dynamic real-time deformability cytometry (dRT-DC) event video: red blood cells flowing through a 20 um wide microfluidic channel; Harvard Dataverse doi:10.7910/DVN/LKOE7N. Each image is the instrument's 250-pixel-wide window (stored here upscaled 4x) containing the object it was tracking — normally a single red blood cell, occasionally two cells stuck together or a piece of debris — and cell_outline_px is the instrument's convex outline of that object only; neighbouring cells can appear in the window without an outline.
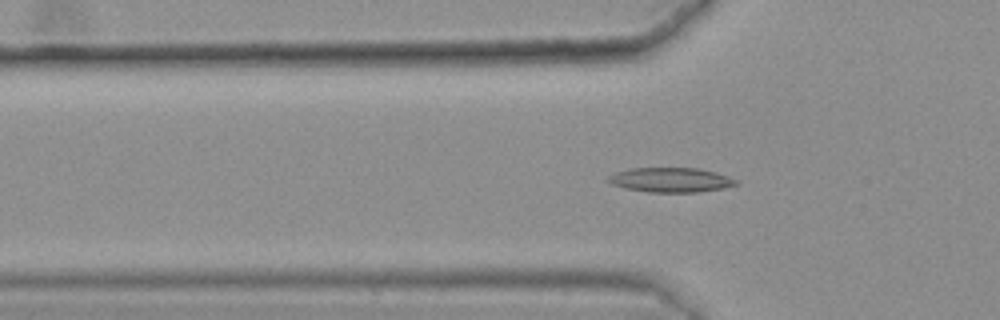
{"species": "common noctule bat (a hibernating species)", "species_latin": "Nyctalus noctula", "temperature_condition": "warm", "stored_images_in_passage": 44, "camera_frame_rate_fps": 3000, "um_per_image_px": 0.085, "animal": {"sex": "female", "body_mass_g": 25.1}, "frame": {"image": 1, "passage_image": 18, "time_ms": 5.667, "image_size_px": [1000, 320], "cell_outline_px": [[740, 184], [720, 188], [696, 192], [648, 192], [628, 188], [612, 184], [604, 180], [608, 176], [616, 172], [632, 168], [696, 168], [716, 172], [736, 180]], "centroid_in_image_um": [56.98, 15.29], "position_along_channel_um": 68.8, "area_um2": 18.09}}
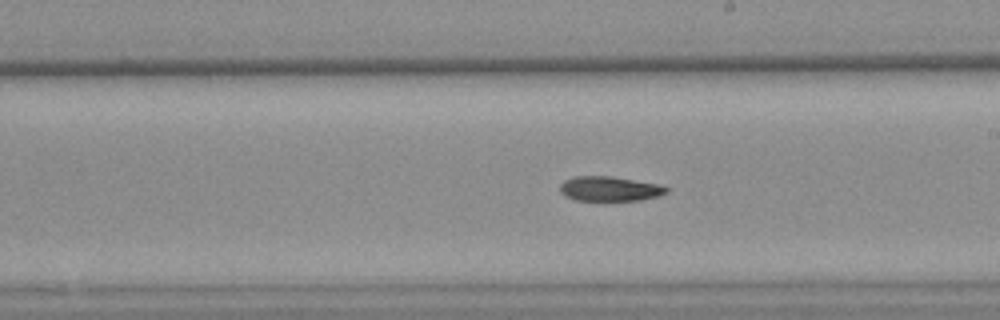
{"frame": {"image": 2, "passage_image": 32, "time_ms": 10.333, "image_size_px": [1000, 320], "cell_outline_px": [[668, 192], [660, 196], [640, 200], [576, 200], [564, 196], [560, 192], [560, 184], [564, 180], [572, 176], [612, 176], [664, 184], [668, 188]], "centroid_in_image_um": [51.86, 16.03], "position_along_channel_um": 237.1, "area_um2": 15.66}}
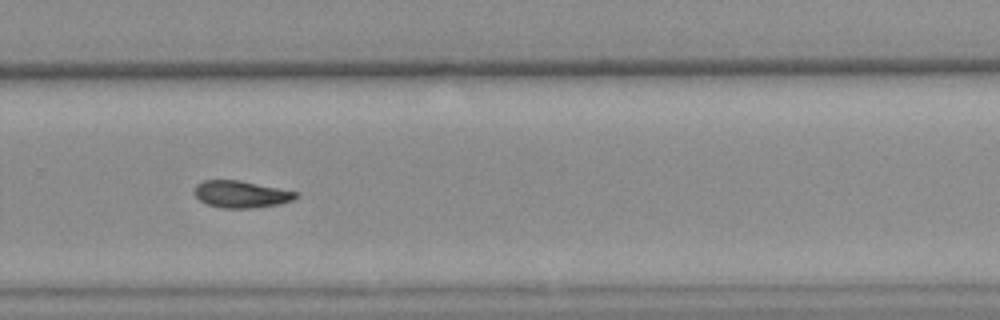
{"frame": {"image": 3, "passage_image": 38, "time_ms": 12.333, "image_size_px": [1000, 320], "cell_outline_px": [[296, 196], [292, 200], [280, 204], [252, 208], [224, 208], [208, 204], [200, 200], [192, 192], [196, 184], [204, 180], [240, 180], [296, 192]], "centroid_in_image_um": [20.43, 16.5], "position_along_channel_um": 309.4, "area_um2": 15.78}}